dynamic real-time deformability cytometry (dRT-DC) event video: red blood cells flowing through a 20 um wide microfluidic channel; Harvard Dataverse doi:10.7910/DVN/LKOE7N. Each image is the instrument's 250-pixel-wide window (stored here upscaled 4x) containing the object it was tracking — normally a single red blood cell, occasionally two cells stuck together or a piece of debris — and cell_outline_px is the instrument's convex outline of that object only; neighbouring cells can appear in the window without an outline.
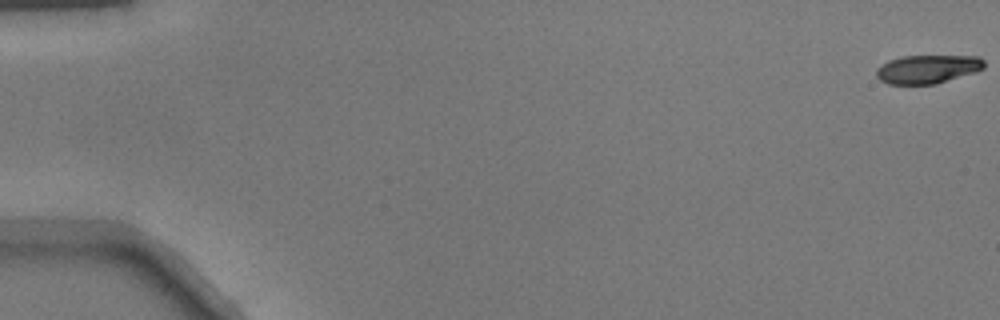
{"species": "common noctule bat (a hibernating species)", "species_latin": "Nyctalus noctula", "temperature_condition": "warm", "stored_images_in_passage": 52, "camera_frame_rate_fps": 3000, "um_per_image_px": 0.085, "animal": {"sex": "male", "body_mass_g": 17.9}, "frame": {"image": 1, "passage_image": 1, "time_ms": 0.0, "image_size_px": [1000, 320], "cell_outline_px": [[984, 68], [976, 72], [936, 84], [888, 84], [880, 80], [876, 76], [876, 68], [888, 60], [904, 56], [980, 56], [984, 60]], "centroid_in_image_um": [78.85, 5.87], "position_along_channel_um": 6.2, "area_um2": 18.03}}
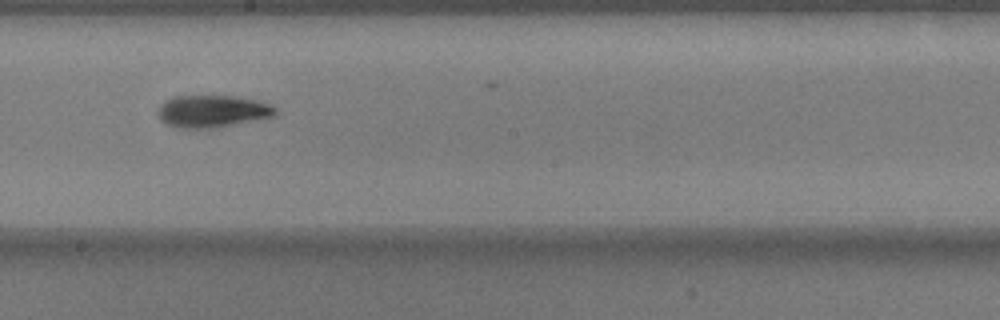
{"frame": {"image": 2, "passage_image": 30, "time_ms": 9.667, "image_size_px": [1000, 320], "cell_outline_px": [[276, 112], [272, 116], [216, 128], [180, 128], [164, 124], [160, 120], [156, 112], [160, 104], [172, 96], [232, 96], [256, 100], [272, 104], [276, 108]], "centroid_in_image_um": [17.99, 9.46], "position_along_channel_um": 230.2, "area_um2": 22.14}}
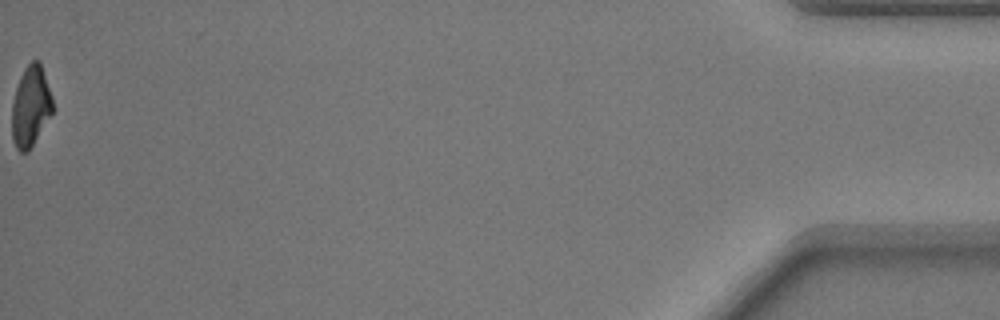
{"frame": {"image": 3, "passage_image": 52, "time_ms": 17.0, "image_size_px": [1000, 320], "cell_outline_px": [[56, 108], [32, 144], [24, 152], [20, 152], [16, 148], [12, 140], [12, 104], [16, 88], [20, 76], [24, 68], [32, 60], [40, 60]], "centroid_in_image_um": [2.62, 8.99], "position_along_channel_um": 432.6, "area_um2": 19.19}}